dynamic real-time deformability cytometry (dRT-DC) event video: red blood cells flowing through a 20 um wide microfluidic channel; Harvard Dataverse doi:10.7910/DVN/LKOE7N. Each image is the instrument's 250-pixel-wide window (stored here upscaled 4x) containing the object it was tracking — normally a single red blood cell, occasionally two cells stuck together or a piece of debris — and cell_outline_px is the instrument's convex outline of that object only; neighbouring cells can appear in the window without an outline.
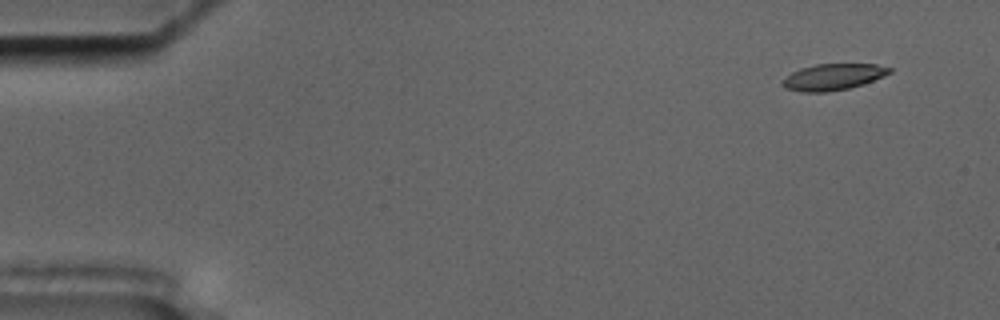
{"species": "common noctule bat (a hibernating species)", "species_latin": "Nyctalus noctula", "temperature_condition": "cold", "stored_images_in_passage": 58, "camera_frame_rate_fps": 3000, "um_per_image_px": 0.085, "animal": {"sex": "male", "body_mass_g": 17.5, "forearm_length_mm": 52.3}, "frame": {"image": 1, "passage_image": 5, "time_ms": 1.333, "image_size_px": [1000, 320], "cell_outline_px": [[892, 72], [884, 76], [864, 84], [848, 88], [828, 92], [800, 92], [784, 88], [780, 84], [792, 72], [800, 68], [816, 64], [876, 64], [892, 68]], "centroid_in_image_um": [70.82, 6.54], "position_along_channel_um": 14.2, "area_um2": 16.47}}
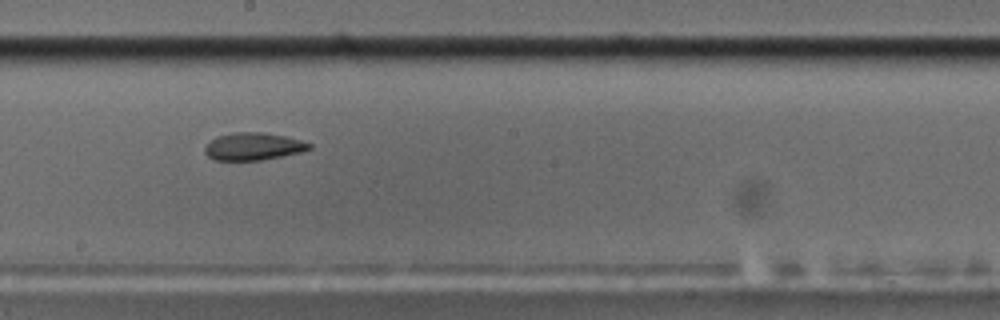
{"frame": {"image": 2, "passage_image": 33, "time_ms": 10.667, "image_size_px": [1000, 320], "cell_outline_px": [[312, 148], [300, 152], [260, 160], [216, 160], [208, 156], [204, 152], [204, 148], [216, 136], [232, 132], [264, 132], [284, 136], [300, 140], [312, 144]], "centroid_in_image_um": [21.51, 12.44], "position_along_channel_um": 226.7, "area_um2": 16.59}}
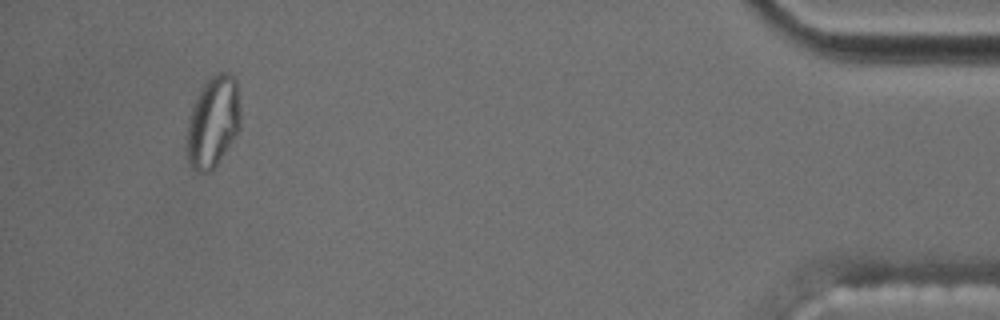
{"frame": {"image": 3, "passage_image": 55, "time_ms": 18.0, "image_size_px": [1000, 320], "cell_outline_px": [[240, 128], [216, 164], [208, 172], [196, 172], [192, 168], [188, 160], [184, 148], [188, 116], [192, 104], [200, 88], [216, 72], [228, 72], [236, 80], [240, 108]], "centroid_in_image_um": [18.05, 10.35], "position_along_channel_um": 417.1, "area_um2": 28.9}, "authors_computed_cell_mechanics": {"area_um2": 17.4556, "velocity_mm_per_s": 3.5178, "shape_relaxation_time_tau1_ms": null, "shape_relaxation_time_tau2_ms": 2.7907, "deformation_change_tau1": null, "deformation_change_tau2": 0.074}}